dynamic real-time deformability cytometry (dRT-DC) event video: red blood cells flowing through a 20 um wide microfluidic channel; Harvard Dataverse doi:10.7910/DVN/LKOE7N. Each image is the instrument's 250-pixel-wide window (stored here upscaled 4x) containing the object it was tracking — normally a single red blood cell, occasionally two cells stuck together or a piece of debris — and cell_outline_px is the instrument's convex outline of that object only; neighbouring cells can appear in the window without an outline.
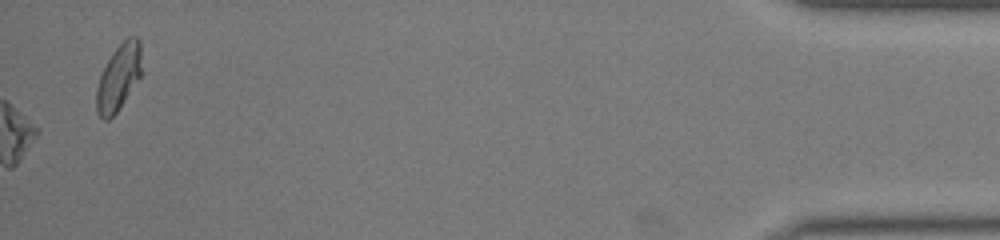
{"species": "common noctule bat (a hibernating species)", "species_latin": "Nyctalus noctula", "temperature_condition": "warm", "stored_images_in_passage": 47, "camera_frame_rate_fps": 3000, "um_per_image_px": 0.085, "animal": {"sex": "male", "body_mass_g": 19.0, "forearm_length_mm": 50.8}, "frame": {"image": 1, "passage_image": 47, "time_ms": 15.333, "image_size_px": [1000, 240], "cell_outline_px": [[144, 72], [116, 112], [108, 120], [104, 120], [96, 112], [96, 88], [100, 76], [112, 52], [128, 36], [136, 36], [140, 40]], "centroid_in_image_um": [10.13, 6.54], "position_along_channel_um": 425.1, "area_um2": 17.69}}